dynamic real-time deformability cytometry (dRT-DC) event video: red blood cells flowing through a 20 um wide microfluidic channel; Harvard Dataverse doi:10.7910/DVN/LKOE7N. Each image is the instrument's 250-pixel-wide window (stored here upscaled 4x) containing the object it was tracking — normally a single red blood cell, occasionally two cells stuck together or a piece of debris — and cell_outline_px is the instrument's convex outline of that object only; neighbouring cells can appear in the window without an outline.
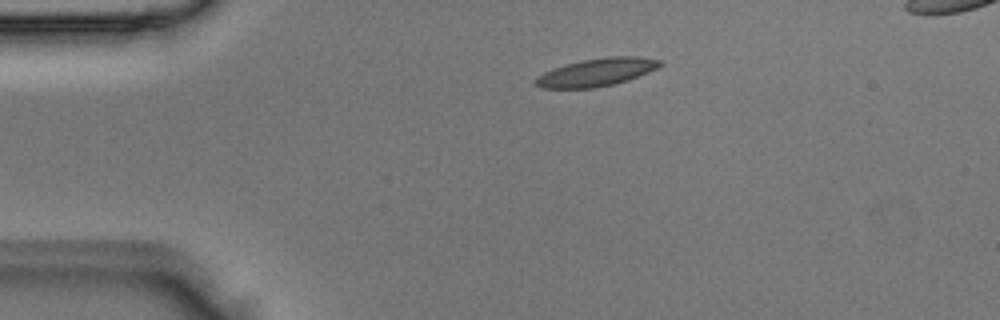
{"species": "Egyptian fruit bat (a non-hibernating species)", "species_latin": "Rousettus aegyptiacus", "temperature_condition": "room temperature", "stored_images_in_passage": 2, "segment_of_instrument_passage": [1, 2], "camera_frame_rate_fps": 3000, "um_per_image_px": 0.085, "animal": {"sex": "male"}, "frame": {"image": 1, "passage_image": 1, "time_ms": 0.0, "image_size_px": [1000, 320], "cell_outline_px": [[664, 64], [648, 72], [628, 80], [596, 88], [540, 88], [536, 84], [536, 76], [552, 68], [584, 60], [608, 56], [636, 56], [664, 60]], "centroid_in_image_um": [50.74, 6.13], "position_along_channel_um": 34.3, "area_um2": 20.11}}